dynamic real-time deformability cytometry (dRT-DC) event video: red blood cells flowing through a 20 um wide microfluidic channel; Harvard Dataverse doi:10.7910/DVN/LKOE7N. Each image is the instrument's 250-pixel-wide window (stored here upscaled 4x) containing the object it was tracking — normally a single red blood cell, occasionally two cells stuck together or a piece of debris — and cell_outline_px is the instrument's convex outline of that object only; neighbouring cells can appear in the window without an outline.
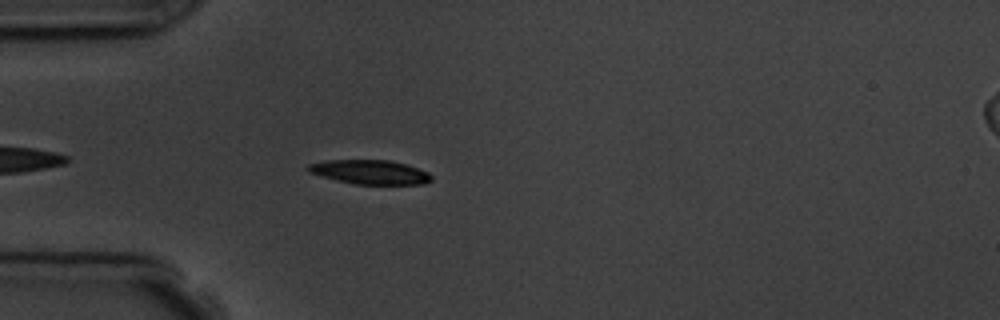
{"species": "common noctule bat (a hibernating species)", "species_latin": "Nyctalus noctula", "temperature_condition": "room temperature", "stored_images_in_passage": 5, "camera_frame_rate_fps": 3000, "um_per_image_px": 0.085, "animal": {"sex": "male", "body_mass_g": 19.5, "forearm_length_mm": 54.6}, "frame": {"image": 1, "passage_image": 5, "time_ms": 5.333, "image_size_px": [1000, 320], "cell_outline_px": [[432, 180], [424, 184], [356, 184], [336, 180], [320, 176], [308, 172], [304, 168], [308, 164], [324, 160], [392, 160], [428, 172], [432, 176]], "centroid_in_image_um": [31.4, 14.62], "position_along_channel_um": 53.6, "area_um2": 17.46}}